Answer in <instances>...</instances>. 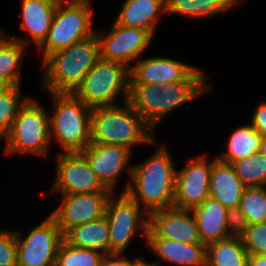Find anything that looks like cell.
Wrapping results in <instances>:
<instances>
[{
  "label": "cell",
  "mask_w": 266,
  "mask_h": 266,
  "mask_svg": "<svg viewBox=\"0 0 266 266\" xmlns=\"http://www.w3.org/2000/svg\"><path fill=\"white\" fill-rule=\"evenodd\" d=\"M25 236L15 231L17 266H55L57 252L64 241L56 220L48 215Z\"/></svg>",
  "instance_id": "obj_10"
},
{
  "label": "cell",
  "mask_w": 266,
  "mask_h": 266,
  "mask_svg": "<svg viewBox=\"0 0 266 266\" xmlns=\"http://www.w3.org/2000/svg\"><path fill=\"white\" fill-rule=\"evenodd\" d=\"M236 228L249 255L266 254V222Z\"/></svg>",
  "instance_id": "obj_32"
},
{
  "label": "cell",
  "mask_w": 266,
  "mask_h": 266,
  "mask_svg": "<svg viewBox=\"0 0 266 266\" xmlns=\"http://www.w3.org/2000/svg\"><path fill=\"white\" fill-rule=\"evenodd\" d=\"M105 217L109 225V253H124L139 229L146 241L149 214L125 192L112 193L106 204Z\"/></svg>",
  "instance_id": "obj_9"
},
{
  "label": "cell",
  "mask_w": 266,
  "mask_h": 266,
  "mask_svg": "<svg viewBox=\"0 0 266 266\" xmlns=\"http://www.w3.org/2000/svg\"><path fill=\"white\" fill-rule=\"evenodd\" d=\"M21 21L19 28L28 38L12 37L26 47L33 41L38 48L47 37L59 0H21ZM30 39V40H29Z\"/></svg>",
  "instance_id": "obj_19"
},
{
  "label": "cell",
  "mask_w": 266,
  "mask_h": 266,
  "mask_svg": "<svg viewBox=\"0 0 266 266\" xmlns=\"http://www.w3.org/2000/svg\"><path fill=\"white\" fill-rule=\"evenodd\" d=\"M209 81H172L169 84H130L128 102L154 131L170 112L198 96L212 93Z\"/></svg>",
  "instance_id": "obj_2"
},
{
  "label": "cell",
  "mask_w": 266,
  "mask_h": 266,
  "mask_svg": "<svg viewBox=\"0 0 266 266\" xmlns=\"http://www.w3.org/2000/svg\"><path fill=\"white\" fill-rule=\"evenodd\" d=\"M166 14H179L188 19H205L221 15L241 5L240 0H165Z\"/></svg>",
  "instance_id": "obj_25"
},
{
  "label": "cell",
  "mask_w": 266,
  "mask_h": 266,
  "mask_svg": "<svg viewBox=\"0 0 266 266\" xmlns=\"http://www.w3.org/2000/svg\"><path fill=\"white\" fill-rule=\"evenodd\" d=\"M129 85V67L120 62L100 58L74 94L91 108L114 106L119 104V99H122L123 103L128 101Z\"/></svg>",
  "instance_id": "obj_8"
},
{
  "label": "cell",
  "mask_w": 266,
  "mask_h": 266,
  "mask_svg": "<svg viewBox=\"0 0 266 266\" xmlns=\"http://www.w3.org/2000/svg\"><path fill=\"white\" fill-rule=\"evenodd\" d=\"M216 160L217 156L208 160L203 153L176 170L173 207L192 210L210 196L211 172Z\"/></svg>",
  "instance_id": "obj_12"
},
{
  "label": "cell",
  "mask_w": 266,
  "mask_h": 266,
  "mask_svg": "<svg viewBox=\"0 0 266 266\" xmlns=\"http://www.w3.org/2000/svg\"><path fill=\"white\" fill-rule=\"evenodd\" d=\"M91 0H59L44 42L37 48L42 60L95 34Z\"/></svg>",
  "instance_id": "obj_6"
},
{
  "label": "cell",
  "mask_w": 266,
  "mask_h": 266,
  "mask_svg": "<svg viewBox=\"0 0 266 266\" xmlns=\"http://www.w3.org/2000/svg\"><path fill=\"white\" fill-rule=\"evenodd\" d=\"M231 165L246 187L266 186V156L260 152L236 160Z\"/></svg>",
  "instance_id": "obj_29"
},
{
  "label": "cell",
  "mask_w": 266,
  "mask_h": 266,
  "mask_svg": "<svg viewBox=\"0 0 266 266\" xmlns=\"http://www.w3.org/2000/svg\"><path fill=\"white\" fill-rule=\"evenodd\" d=\"M153 134L154 131L128 101L121 105L92 108V144L122 145L133 151V147L142 144L156 146L158 142Z\"/></svg>",
  "instance_id": "obj_4"
},
{
  "label": "cell",
  "mask_w": 266,
  "mask_h": 266,
  "mask_svg": "<svg viewBox=\"0 0 266 266\" xmlns=\"http://www.w3.org/2000/svg\"><path fill=\"white\" fill-rule=\"evenodd\" d=\"M234 220L236 226L266 222V186L245 187Z\"/></svg>",
  "instance_id": "obj_28"
},
{
  "label": "cell",
  "mask_w": 266,
  "mask_h": 266,
  "mask_svg": "<svg viewBox=\"0 0 266 266\" xmlns=\"http://www.w3.org/2000/svg\"><path fill=\"white\" fill-rule=\"evenodd\" d=\"M49 115L35 98L30 97L19 109L4 140V153H31L37 157H48L51 148Z\"/></svg>",
  "instance_id": "obj_7"
},
{
  "label": "cell",
  "mask_w": 266,
  "mask_h": 266,
  "mask_svg": "<svg viewBox=\"0 0 266 266\" xmlns=\"http://www.w3.org/2000/svg\"><path fill=\"white\" fill-rule=\"evenodd\" d=\"M132 266H156L153 262H148L145 258L141 257Z\"/></svg>",
  "instance_id": "obj_38"
},
{
  "label": "cell",
  "mask_w": 266,
  "mask_h": 266,
  "mask_svg": "<svg viewBox=\"0 0 266 266\" xmlns=\"http://www.w3.org/2000/svg\"><path fill=\"white\" fill-rule=\"evenodd\" d=\"M191 211L197 222L200 239L206 245L237 232L234 214L211 196Z\"/></svg>",
  "instance_id": "obj_18"
},
{
  "label": "cell",
  "mask_w": 266,
  "mask_h": 266,
  "mask_svg": "<svg viewBox=\"0 0 266 266\" xmlns=\"http://www.w3.org/2000/svg\"><path fill=\"white\" fill-rule=\"evenodd\" d=\"M105 253L78 248L63 241L57 252L55 266H100Z\"/></svg>",
  "instance_id": "obj_30"
},
{
  "label": "cell",
  "mask_w": 266,
  "mask_h": 266,
  "mask_svg": "<svg viewBox=\"0 0 266 266\" xmlns=\"http://www.w3.org/2000/svg\"><path fill=\"white\" fill-rule=\"evenodd\" d=\"M146 243L159 258L153 262L156 266H161V262L178 266H206L207 245L204 243H184L166 238H146Z\"/></svg>",
  "instance_id": "obj_20"
},
{
  "label": "cell",
  "mask_w": 266,
  "mask_h": 266,
  "mask_svg": "<svg viewBox=\"0 0 266 266\" xmlns=\"http://www.w3.org/2000/svg\"><path fill=\"white\" fill-rule=\"evenodd\" d=\"M159 146L148 159L132 164L130 181L122 191L148 214L173 207L175 196V163L168 148Z\"/></svg>",
  "instance_id": "obj_1"
},
{
  "label": "cell",
  "mask_w": 266,
  "mask_h": 266,
  "mask_svg": "<svg viewBox=\"0 0 266 266\" xmlns=\"http://www.w3.org/2000/svg\"><path fill=\"white\" fill-rule=\"evenodd\" d=\"M1 30V29H0ZM27 47L0 31V75L12 86H22V60Z\"/></svg>",
  "instance_id": "obj_27"
},
{
  "label": "cell",
  "mask_w": 266,
  "mask_h": 266,
  "mask_svg": "<svg viewBox=\"0 0 266 266\" xmlns=\"http://www.w3.org/2000/svg\"><path fill=\"white\" fill-rule=\"evenodd\" d=\"M0 266H17L15 231L0 230Z\"/></svg>",
  "instance_id": "obj_33"
},
{
  "label": "cell",
  "mask_w": 266,
  "mask_h": 266,
  "mask_svg": "<svg viewBox=\"0 0 266 266\" xmlns=\"http://www.w3.org/2000/svg\"><path fill=\"white\" fill-rule=\"evenodd\" d=\"M248 266H266V254L249 255Z\"/></svg>",
  "instance_id": "obj_36"
},
{
  "label": "cell",
  "mask_w": 266,
  "mask_h": 266,
  "mask_svg": "<svg viewBox=\"0 0 266 266\" xmlns=\"http://www.w3.org/2000/svg\"><path fill=\"white\" fill-rule=\"evenodd\" d=\"M146 238L202 243L192 211L176 207L159 209L149 214Z\"/></svg>",
  "instance_id": "obj_17"
},
{
  "label": "cell",
  "mask_w": 266,
  "mask_h": 266,
  "mask_svg": "<svg viewBox=\"0 0 266 266\" xmlns=\"http://www.w3.org/2000/svg\"><path fill=\"white\" fill-rule=\"evenodd\" d=\"M55 158L56 175L51 194L113 193L95 175L81 152H58Z\"/></svg>",
  "instance_id": "obj_11"
},
{
  "label": "cell",
  "mask_w": 266,
  "mask_h": 266,
  "mask_svg": "<svg viewBox=\"0 0 266 266\" xmlns=\"http://www.w3.org/2000/svg\"><path fill=\"white\" fill-rule=\"evenodd\" d=\"M12 87V85L0 75V94L9 90Z\"/></svg>",
  "instance_id": "obj_37"
},
{
  "label": "cell",
  "mask_w": 266,
  "mask_h": 266,
  "mask_svg": "<svg viewBox=\"0 0 266 266\" xmlns=\"http://www.w3.org/2000/svg\"><path fill=\"white\" fill-rule=\"evenodd\" d=\"M112 193L66 194L50 213L65 234L69 229L105 216L107 201Z\"/></svg>",
  "instance_id": "obj_15"
},
{
  "label": "cell",
  "mask_w": 266,
  "mask_h": 266,
  "mask_svg": "<svg viewBox=\"0 0 266 266\" xmlns=\"http://www.w3.org/2000/svg\"><path fill=\"white\" fill-rule=\"evenodd\" d=\"M81 153L86 157L95 175L113 193H116V183L123 172L129 175L127 177L130 180L132 165L129 163L133 154L127 147L90 143Z\"/></svg>",
  "instance_id": "obj_16"
},
{
  "label": "cell",
  "mask_w": 266,
  "mask_h": 266,
  "mask_svg": "<svg viewBox=\"0 0 266 266\" xmlns=\"http://www.w3.org/2000/svg\"><path fill=\"white\" fill-rule=\"evenodd\" d=\"M52 99L50 137L62 153L82 152L91 143L92 108L74 93L47 92Z\"/></svg>",
  "instance_id": "obj_5"
},
{
  "label": "cell",
  "mask_w": 266,
  "mask_h": 266,
  "mask_svg": "<svg viewBox=\"0 0 266 266\" xmlns=\"http://www.w3.org/2000/svg\"><path fill=\"white\" fill-rule=\"evenodd\" d=\"M249 254L238 232L207 244L206 266H248Z\"/></svg>",
  "instance_id": "obj_24"
},
{
  "label": "cell",
  "mask_w": 266,
  "mask_h": 266,
  "mask_svg": "<svg viewBox=\"0 0 266 266\" xmlns=\"http://www.w3.org/2000/svg\"><path fill=\"white\" fill-rule=\"evenodd\" d=\"M64 241L78 248H87L109 253V225L107 218L87 222L69 229Z\"/></svg>",
  "instance_id": "obj_23"
},
{
  "label": "cell",
  "mask_w": 266,
  "mask_h": 266,
  "mask_svg": "<svg viewBox=\"0 0 266 266\" xmlns=\"http://www.w3.org/2000/svg\"><path fill=\"white\" fill-rule=\"evenodd\" d=\"M245 185L231 164L213 163L210 181V196L222 203L234 215L238 211Z\"/></svg>",
  "instance_id": "obj_21"
},
{
  "label": "cell",
  "mask_w": 266,
  "mask_h": 266,
  "mask_svg": "<svg viewBox=\"0 0 266 266\" xmlns=\"http://www.w3.org/2000/svg\"><path fill=\"white\" fill-rule=\"evenodd\" d=\"M95 33L100 43V58L123 63L129 68L134 59L141 58L154 37L147 30L126 27L115 21L109 32Z\"/></svg>",
  "instance_id": "obj_13"
},
{
  "label": "cell",
  "mask_w": 266,
  "mask_h": 266,
  "mask_svg": "<svg viewBox=\"0 0 266 266\" xmlns=\"http://www.w3.org/2000/svg\"><path fill=\"white\" fill-rule=\"evenodd\" d=\"M129 68L130 84H169L172 81H208V75L186 62L168 57L139 59Z\"/></svg>",
  "instance_id": "obj_14"
},
{
  "label": "cell",
  "mask_w": 266,
  "mask_h": 266,
  "mask_svg": "<svg viewBox=\"0 0 266 266\" xmlns=\"http://www.w3.org/2000/svg\"><path fill=\"white\" fill-rule=\"evenodd\" d=\"M99 59L100 43L96 33L47 55L41 60L42 89L52 93H74Z\"/></svg>",
  "instance_id": "obj_3"
},
{
  "label": "cell",
  "mask_w": 266,
  "mask_h": 266,
  "mask_svg": "<svg viewBox=\"0 0 266 266\" xmlns=\"http://www.w3.org/2000/svg\"><path fill=\"white\" fill-rule=\"evenodd\" d=\"M125 257L123 253H106L100 266H132L140 258L130 260Z\"/></svg>",
  "instance_id": "obj_35"
},
{
  "label": "cell",
  "mask_w": 266,
  "mask_h": 266,
  "mask_svg": "<svg viewBox=\"0 0 266 266\" xmlns=\"http://www.w3.org/2000/svg\"><path fill=\"white\" fill-rule=\"evenodd\" d=\"M261 137H262V142L259 152L262 155L266 156V135H261Z\"/></svg>",
  "instance_id": "obj_39"
},
{
  "label": "cell",
  "mask_w": 266,
  "mask_h": 266,
  "mask_svg": "<svg viewBox=\"0 0 266 266\" xmlns=\"http://www.w3.org/2000/svg\"><path fill=\"white\" fill-rule=\"evenodd\" d=\"M261 134L251 124H242L230 134L226 143L227 150L217 156L221 162L232 164L234 161L246 158L259 152Z\"/></svg>",
  "instance_id": "obj_26"
},
{
  "label": "cell",
  "mask_w": 266,
  "mask_h": 266,
  "mask_svg": "<svg viewBox=\"0 0 266 266\" xmlns=\"http://www.w3.org/2000/svg\"><path fill=\"white\" fill-rule=\"evenodd\" d=\"M250 124L261 135H266V101H260L251 116Z\"/></svg>",
  "instance_id": "obj_34"
},
{
  "label": "cell",
  "mask_w": 266,
  "mask_h": 266,
  "mask_svg": "<svg viewBox=\"0 0 266 266\" xmlns=\"http://www.w3.org/2000/svg\"><path fill=\"white\" fill-rule=\"evenodd\" d=\"M124 1L115 22L126 27L147 30L154 36L161 15H166L165 0Z\"/></svg>",
  "instance_id": "obj_22"
},
{
  "label": "cell",
  "mask_w": 266,
  "mask_h": 266,
  "mask_svg": "<svg viewBox=\"0 0 266 266\" xmlns=\"http://www.w3.org/2000/svg\"><path fill=\"white\" fill-rule=\"evenodd\" d=\"M30 97H22L21 86H12L0 94V141L9 135L19 109Z\"/></svg>",
  "instance_id": "obj_31"
}]
</instances>
